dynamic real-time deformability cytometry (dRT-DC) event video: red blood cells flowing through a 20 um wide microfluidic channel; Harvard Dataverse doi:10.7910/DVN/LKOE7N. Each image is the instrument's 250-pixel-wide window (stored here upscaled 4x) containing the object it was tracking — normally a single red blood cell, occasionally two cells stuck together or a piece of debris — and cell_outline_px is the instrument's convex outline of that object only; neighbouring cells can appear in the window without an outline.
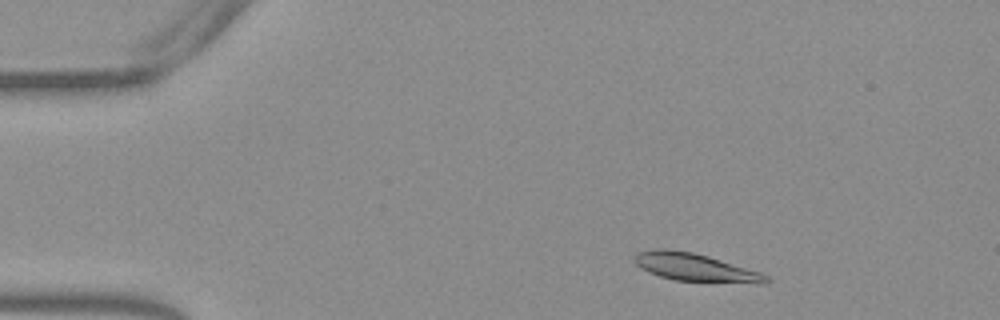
{"species": "Egyptian fruit bat (a non-hibernating species)", "species_latin": "Rousettus aegyptiacus", "temperature_condition": "warm", "stored_images_in_passage": 50, "camera_frame_rate_fps": 3000, "um_per_image_px": 0.085, "frame": {"image": 1, "passage_image": 5, "time_ms": 1.333, "image_size_px": [1000, 320], "cell_outline_px": [[768, 280], [764, 284], [756, 284], [676, 280], [660, 276], [648, 272], [640, 268], [632, 260], [632, 256], [636, 252], [652, 248], [668, 248], [692, 252], [708, 256], [760, 272], [768, 276]], "centroid_in_image_um": [59.03, 22.71], "position_along_channel_um": 26.0, "area_um2": 21.68}}
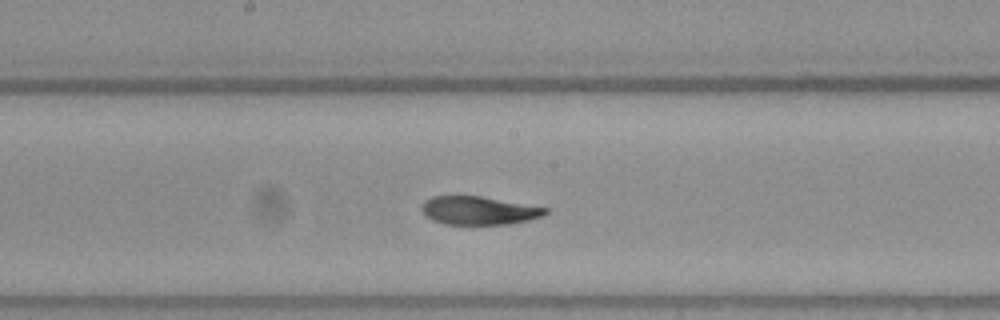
{"frame": {"image": 2, "passage_image": 25, "time_ms": 8.0, "image_size_px": [1000, 320], "cell_outline_px": [[552, 208], [544, 216], [528, 220], [508, 224], [444, 224], [432, 220], [420, 208], [424, 200], [432, 196], [480, 196]], "centroid_in_image_um": [40.74, 17.89], "position_along_channel_um": 207.5, "area_um2": 20.52}}
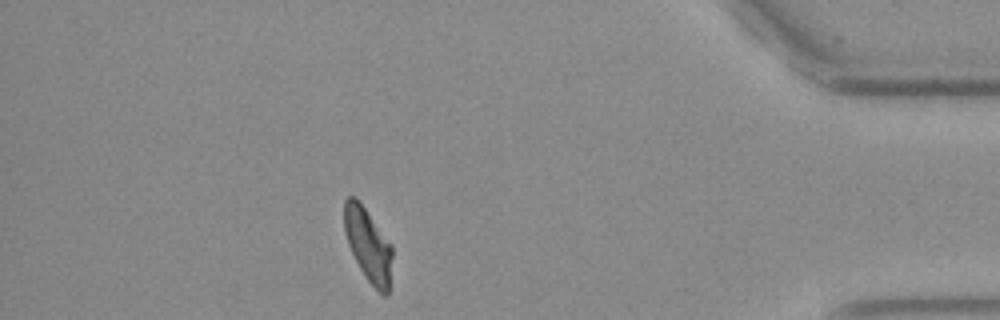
{"frame": {"image": 3, "passage_image": 44, "time_ms": 14.333, "image_size_px": [1000, 320], "cell_outline_px": [[392, 256], [388, 296], [384, 296], [364, 276], [348, 244], [344, 232], [344, 200], [348, 196], [356, 196], [392, 244]], "centroid_in_image_um": [31.29, 20.78], "position_along_channel_um": 403.9, "area_um2": 20.52}, "authors_computed_cell_mechanics": {"area_um2": 21.2704, "velocity_mm_per_s": 3.7999, "shape_relaxation_time_tau1_ms": 10.0032, "shape_relaxation_time_tau2_ms": 2.2616, "deformation_change_tau1": 0.2428, "deformation_change_tau2": 0.064}}